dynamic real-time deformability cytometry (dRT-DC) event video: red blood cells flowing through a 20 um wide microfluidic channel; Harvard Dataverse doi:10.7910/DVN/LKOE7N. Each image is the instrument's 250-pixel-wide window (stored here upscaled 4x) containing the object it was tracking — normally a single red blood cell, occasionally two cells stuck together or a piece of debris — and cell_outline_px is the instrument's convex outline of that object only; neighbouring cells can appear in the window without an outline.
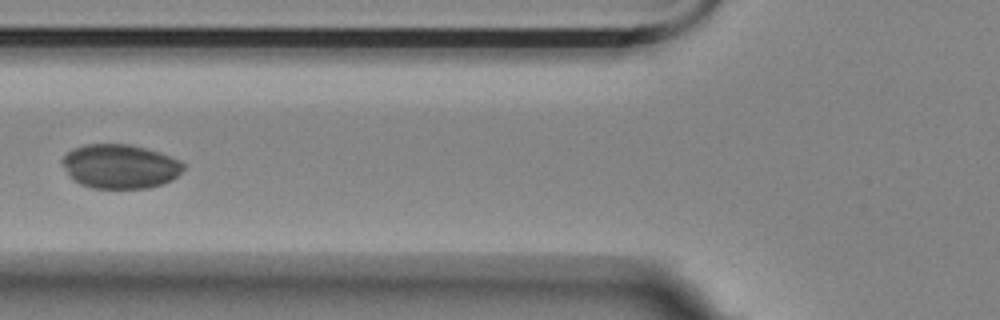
{"species": "Egyptian fruit bat (a non-hibernating species)", "species_latin": "Rousettus aegyptiacus", "temperature_condition": "room temperature", "stored_images_in_passage": 14, "camera_frame_rate_fps": 3000, "um_per_image_px": 0.085, "animal": {"sex": "female"}, "frame": {"image": 1, "passage_image": 5, "time_ms": 1.333, "image_size_px": [1000, 320], "cell_outline_px": [[184, 168], [172, 180], [164, 184], [148, 188], [92, 188], [80, 184], [60, 164], [60, 160], [72, 148], [84, 144], [128, 144], [160, 152], [180, 160], [184, 164]], "centroid_in_image_um": [10.2, 14.14], "position_along_channel_um": 115.6, "area_um2": 31.21}}
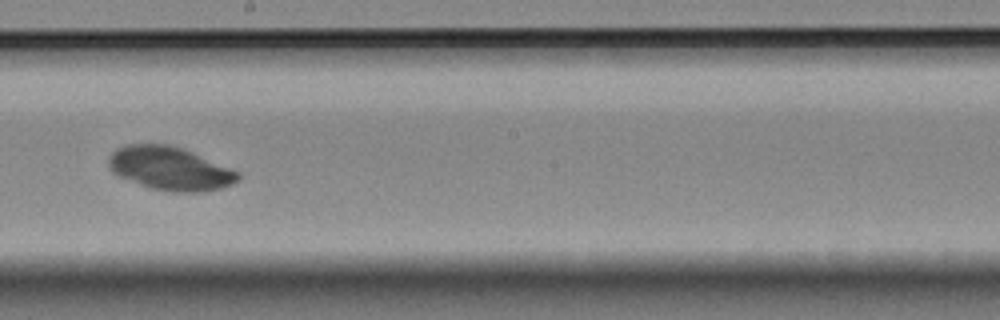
{"frame": {"image": 2, "passage_image": 8, "time_ms": 2.333, "image_size_px": [1000, 320], "cell_outline_px": [[240, 180], [232, 184], [220, 188], [200, 192], [172, 192], [152, 188], [116, 176], [112, 172], [108, 164], [108, 160], [112, 152], [116, 148], [128, 144], [168, 144], [192, 152], [240, 172]], "centroid_in_image_um": [14.44, 14.33], "position_along_channel_um": 233.8, "area_um2": 32.66}}
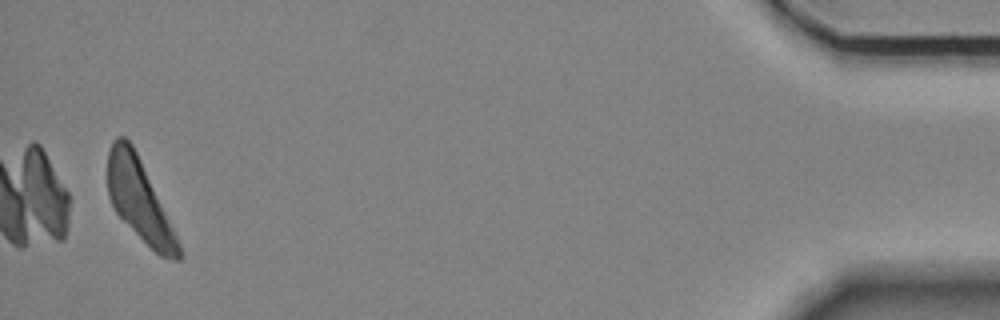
{"frame": {"image": 3, "passage_image": 14, "time_ms": 4.333, "image_size_px": [1000, 320], "cell_outline_px": [[180, 260], [176, 260], [160, 256], [116, 212], [108, 196], [108, 152], [112, 140], [116, 136], [124, 136], [132, 144], [140, 160], [180, 244]], "centroid_in_image_um": [11.81, 16.96], "position_along_channel_um": 423.4, "area_um2": 32.19}}